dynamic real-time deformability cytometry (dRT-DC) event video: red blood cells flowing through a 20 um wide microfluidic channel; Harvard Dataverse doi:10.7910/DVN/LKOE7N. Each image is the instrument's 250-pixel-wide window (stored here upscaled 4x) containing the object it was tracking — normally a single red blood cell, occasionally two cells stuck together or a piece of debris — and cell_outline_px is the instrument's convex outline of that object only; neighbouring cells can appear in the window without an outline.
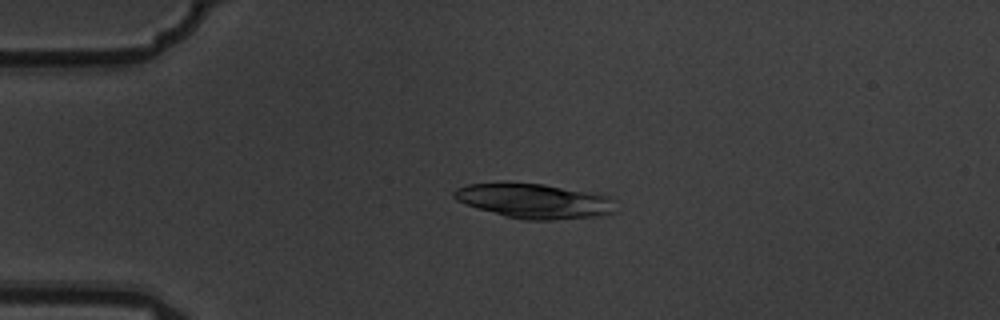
{"species": "common noctule bat (a hibernating species)", "species_latin": "Nyctalus noctula", "temperature_condition": "warm", "stored_images_in_passage": 4, "camera_frame_rate_fps": 3000, "um_per_image_px": 0.085, "animal": {"sex": "male", "body_mass_g": 19.5, "forearm_length_mm": 54.6}, "frame": {"image": 1, "passage_image": 3, "time_ms": 0.667, "image_size_px": [1000, 320], "cell_outline_px": [[616, 212], [604, 216], [552, 220], [528, 220], [508, 216], [480, 208], [456, 200], [452, 196], [452, 192], [456, 188], [468, 184], [544, 184], [608, 196]], "centroid_in_image_um": [45.45, 17.1], "position_along_channel_um": 39.6, "area_um2": 31.79}}